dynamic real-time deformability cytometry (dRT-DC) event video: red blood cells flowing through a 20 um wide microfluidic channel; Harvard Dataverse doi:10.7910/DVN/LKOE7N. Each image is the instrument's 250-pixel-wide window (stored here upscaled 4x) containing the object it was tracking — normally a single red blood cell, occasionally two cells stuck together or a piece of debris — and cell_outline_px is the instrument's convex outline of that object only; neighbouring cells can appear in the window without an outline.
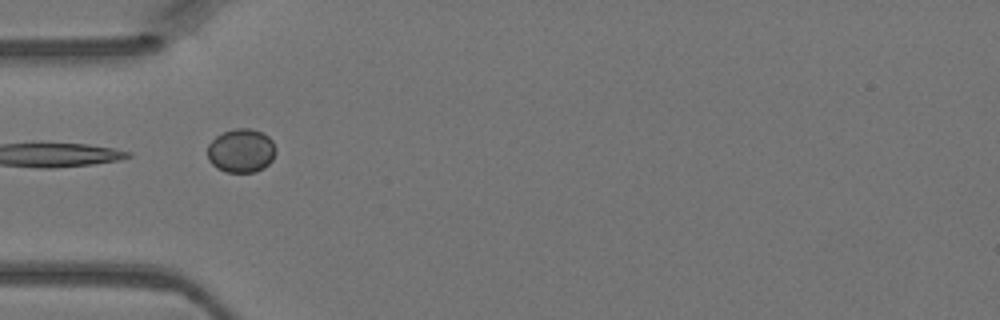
{"species": "Egyptian fruit bat (a non-hibernating species)", "species_latin": "Rousettus aegyptiacus", "temperature_condition": "warm", "stored_images_in_passage": 5, "camera_frame_rate_fps": 3000, "um_per_image_px": 0.085, "animal": {"sex": "female"}, "frame": {"image": 1, "passage_image": 4, "time_ms": 1.0, "image_size_px": [1000, 320], "cell_outline_px": [[276, 152], [272, 160], [264, 168], [256, 172], [224, 172], [216, 168], [208, 160], [208, 144], [216, 136], [224, 132], [236, 128], [252, 128], [268, 136], [272, 140], [276, 148]], "centroid_in_image_um": [20.5, 12.82], "position_along_channel_um": 64.5, "area_um2": 17.57}}
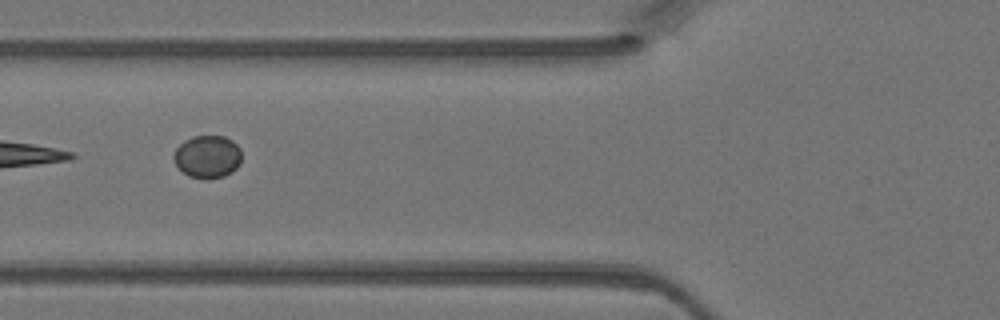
{"frame": {"image": 2, "passage_image": 5, "time_ms": 1.333, "image_size_px": [1000, 320], "cell_outline_px": [[240, 164], [232, 172], [224, 176], [208, 180], [188, 176], [172, 160], [172, 156], [176, 148], [184, 140], [192, 136], [224, 136], [232, 140], [240, 148]], "centroid_in_image_um": [17.62, 13.32], "position_along_channel_um": 108.2, "area_um2": 17.05}}